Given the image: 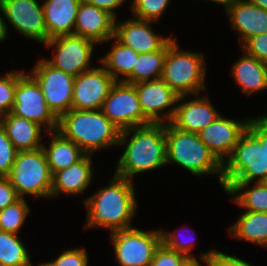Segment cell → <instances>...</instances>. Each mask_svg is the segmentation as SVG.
Masks as SVG:
<instances>
[{"mask_svg":"<svg viewBox=\"0 0 267 266\" xmlns=\"http://www.w3.org/2000/svg\"><path fill=\"white\" fill-rule=\"evenodd\" d=\"M0 124L18 151L36 150L42 147V126L38 123L10 112L0 116Z\"/></svg>","mask_w":267,"mask_h":266,"instance_id":"23","label":"cell"},{"mask_svg":"<svg viewBox=\"0 0 267 266\" xmlns=\"http://www.w3.org/2000/svg\"><path fill=\"white\" fill-rule=\"evenodd\" d=\"M228 230L235 238L267 248V212L245 211Z\"/></svg>","mask_w":267,"mask_h":266,"instance_id":"26","label":"cell"},{"mask_svg":"<svg viewBox=\"0 0 267 266\" xmlns=\"http://www.w3.org/2000/svg\"><path fill=\"white\" fill-rule=\"evenodd\" d=\"M0 8L16 31L39 43L47 42L43 5L37 0H3Z\"/></svg>","mask_w":267,"mask_h":266,"instance_id":"14","label":"cell"},{"mask_svg":"<svg viewBox=\"0 0 267 266\" xmlns=\"http://www.w3.org/2000/svg\"><path fill=\"white\" fill-rule=\"evenodd\" d=\"M52 266H88V255L85 248H74L62 251L55 259L50 261Z\"/></svg>","mask_w":267,"mask_h":266,"instance_id":"37","label":"cell"},{"mask_svg":"<svg viewBox=\"0 0 267 266\" xmlns=\"http://www.w3.org/2000/svg\"><path fill=\"white\" fill-rule=\"evenodd\" d=\"M17 152L18 150L13 146L0 124V176L6 177L10 173Z\"/></svg>","mask_w":267,"mask_h":266,"instance_id":"34","label":"cell"},{"mask_svg":"<svg viewBox=\"0 0 267 266\" xmlns=\"http://www.w3.org/2000/svg\"><path fill=\"white\" fill-rule=\"evenodd\" d=\"M200 259L207 266H253L241 258L230 256L215 249L201 254Z\"/></svg>","mask_w":267,"mask_h":266,"instance_id":"36","label":"cell"},{"mask_svg":"<svg viewBox=\"0 0 267 266\" xmlns=\"http://www.w3.org/2000/svg\"><path fill=\"white\" fill-rule=\"evenodd\" d=\"M132 132V136H129ZM130 138L129 140L128 139ZM127 142V143H126ZM127 145L115 175L133 181L138 173L161 168L167 164L165 123H151L120 131L118 145Z\"/></svg>","mask_w":267,"mask_h":266,"instance_id":"2","label":"cell"},{"mask_svg":"<svg viewBox=\"0 0 267 266\" xmlns=\"http://www.w3.org/2000/svg\"><path fill=\"white\" fill-rule=\"evenodd\" d=\"M16 84L17 72L14 70L0 77V116L12 111Z\"/></svg>","mask_w":267,"mask_h":266,"instance_id":"33","label":"cell"},{"mask_svg":"<svg viewBox=\"0 0 267 266\" xmlns=\"http://www.w3.org/2000/svg\"><path fill=\"white\" fill-rule=\"evenodd\" d=\"M18 199L19 197L10 180L0 176V211Z\"/></svg>","mask_w":267,"mask_h":266,"instance_id":"40","label":"cell"},{"mask_svg":"<svg viewBox=\"0 0 267 266\" xmlns=\"http://www.w3.org/2000/svg\"><path fill=\"white\" fill-rule=\"evenodd\" d=\"M110 40H115L112 50L99 60L115 81H124L132 73L139 53L123 45L115 37H112Z\"/></svg>","mask_w":267,"mask_h":266,"instance_id":"27","label":"cell"},{"mask_svg":"<svg viewBox=\"0 0 267 266\" xmlns=\"http://www.w3.org/2000/svg\"><path fill=\"white\" fill-rule=\"evenodd\" d=\"M87 3L93 4L94 6L104 9L112 14L116 19V13L114 12L116 8H119L125 0H84Z\"/></svg>","mask_w":267,"mask_h":266,"instance_id":"42","label":"cell"},{"mask_svg":"<svg viewBox=\"0 0 267 266\" xmlns=\"http://www.w3.org/2000/svg\"><path fill=\"white\" fill-rule=\"evenodd\" d=\"M104 188L84 200L87 209L85 228L101 227L111 233L132 228L131 220L136 215L137 202L133 181L113 174Z\"/></svg>","mask_w":267,"mask_h":266,"instance_id":"1","label":"cell"},{"mask_svg":"<svg viewBox=\"0 0 267 266\" xmlns=\"http://www.w3.org/2000/svg\"><path fill=\"white\" fill-rule=\"evenodd\" d=\"M266 178L265 144H261L247 128L240 136L233 153L223 164L222 188L225 189L231 182L257 183Z\"/></svg>","mask_w":267,"mask_h":266,"instance_id":"6","label":"cell"},{"mask_svg":"<svg viewBox=\"0 0 267 266\" xmlns=\"http://www.w3.org/2000/svg\"><path fill=\"white\" fill-rule=\"evenodd\" d=\"M247 128L260 140L261 144H265L267 156V115L257 118H250Z\"/></svg>","mask_w":267,"mask_h":266,"instance_id":"41","label":"cell"},{"mask_svg":"<svg viewBox=\"0 0 267 266\" xmlns=\"http://www.w3.org/2000/svg\"><path fill=\"white\" fill-rule=\"evenodd\" d=\"M134 86L142 113L151 123H170L175 114V104L186 97V95L179 96L161 78L139 82Z\"/></svg>","mask_w":267,"mask_h":266,"instance_id":"13","label":"cell"},{"mask_svg":"<svg viewBox=\"0 0 267 266\" xmlns=\"http://www.w3.org/2000/svg\"><path fill=\"white\" fill-rule=\"evenodd\" d=\"M206 62L203 53L179 48L174 38L167 43L161 79L179 96H195L205 88Z\"/></svg>","mask_w":267,"mask_h":266,"instance_id":"5","label":"cell"},{"mask_svg":"<svg viewBox=\"0 0 267 266\" xmlns=\"http://www.w3.org/2000/svg\"><path fill=\"white\" fill-rule=\"evenodd\" d=\"M250 118L242 121L219 115L211 124L198 132L200 140L224 164L231 156L240 136L247 129Z\"/></svg>","mask_w":267,"mask_h":266,"instance_id":"16","label":"cell"},{"mask_svg":"<svg viewBox=\"0 0 267 266\" xmlns=\"http://www.w3.org/2000/svg\"><path fill=\"white\" fill-rule=\"evenodd\" d=\"M186 258L161 242L154 252L150 266H181Z\"/></svg>","mask_w":267,"mask_h":266,"instance_id":"35","label":"cell"},{"mask_svg":"<svg viewBox=\"0 0 267 266\" xmlns=\"http://www.w3.org/2000/svg\"><path fill=\"white\" fill-rule=\"evenodd\" d=\"M114 37L123 45L135 52L151 53L162 49L172 38L156 35L151 27L153 21L131 18L127 21L116 22Z\"/></svg>","mask_w":267,"mask_h":266,"instance_id":"17","label":"cell"},{"mask_svg":"<svg viewBox=\"0 0 267 266\" xmlns=\"http://www.w3.org/2000/svg\"><path fill=\"white\" fill-rule=\"evenodd\" d=\"M39 84L48 108L59 118L72 109L74 76L40 59L30 74Z\"/></svg>","mask_w":267,"mask_h":266,"instance_id":"11","label":"cell"},{"mask_svg":"<svg viewBox=\"0 0 267 266\" xmlns=\"http://www.w3.org/2000/svg\"><path fill=\"white\" fill-rule=\"evenodd\" d=\"M44 45L55 49L53 58L46 61L56 69L74 77L92 69L89 63L96 45L94 41L77 35H61L49 39Z\"/></svg>","mask_w":267,"mask_h":266,"instance_id":"12","label":"cell"},{"mask_svg":"<svg viewBox=\"0 0 267 266\" xmlns=\"http://www.w3.org/2000/svg\"><path fill=\"white\" fill-rule=\"evenodd\" d=\"M116 18L108 11L81 0L74 27V35L90 39L96 44L114 37Z\"/></svg>","mask_w":267,"mask_h":266,"instance_id":"18","label":"cell"},{"mask_svg":"<svg viewBox=\"0 0 267 266\" xmlns=\"http://www.w3.org/2000/svg\"><path fill=\"white\" fill-rule=\"evenodd\" d=\"M166 54L167 44L158 51L139 54L132 73L123 82L136 84L161 78Z\"/></svg>","mask_w":267,"mask_h":266,"instance_id":"29","label":"cell"},{"mask_svg":"<svg viewBox=\"0 0 267 266\" xmlns=\"http://www.w3.org/2000/svg\"><path fill=\"white\" fill-rule=\"evenodd\" d=\"M49 147L42 145L51 174L63 170L81 160L86 153L71 140L64 138L58 131L49 132Z\"/></svg>","mask_w":267,"mask_h":266,"instance_id":"25","label":"cell"},{"mask_svg":"<svg viewBox=\"0 0 267 266\" xmlns=\"http://www.w3.org/2000/svg\"><path fill=\"white\" fill-rule=\"evenodd\" d=\"M101 110L120 131L151 124L142 113L134 84L116 81Z\"/></svg>","mask_w":267,"mask_h":266,"instance_id":"10","label":"cell"},{"mask_svg":"<svg viewBox=\"0 0 267 266\" xmlns=\"http://www.w3.org/2000/svg\"><path fill=\"white\" fill-rule=\"evenodd\" d=\"M11 113L44 126L47 133L57 131L58 118L48 108L37 81L30 74H25L24 70L17 73L14 106Z\"/></svg>","mask_w":267,"mask_h":266,"instance_id":"8","label":"cell"},{"mask_svg":"<svg viewBox=\"0 0 267 266\" xmlns=\"http://www.w3.org/2000/svg\"><path fill=\"white\" fill-rule=\"evenodd\" d=\"M25 198H19L0 211V230L18 234L29 214Z\"/></svg>","mask_w":267,"mask_h":266,"instance_id":"31","label":"cell"},{"mask_svg":"<svg viewBox=\"0 0 267 266\" xmlns=\"http://www.w3.org/2000/svg\"><path fill=\"white\" fill-rule=\"evenodd\" d=\"M177 233H167L161 231V242L168 248L174 250L175 252L181 253L186 257H194L191 254V250H193L194 244L193 241L190 242L189 240H185L182 242L180 237L175 235ZM181 239V241H180Z\"/></svg>","mask_w":267,"mask_h":266,"instance_id":"39","label":"cell"},{"mask_svg":"<svg viewBox=\"0 0 267 266\" xmlns=\"http://www.w3.org/2000/svg\"><path fill=\"white\" fill-rule=\"evenodd\" d=\"M30 266H32V264H30ZM36 266H52L50 262H46V263H41V264H38Z\"/></svg>","mask_w":267,"mask_h":266,"instance_id":"47","label":"cell"},{"mask_svg":"<svg viewBox=\"0 0 267 266\" xmlns=\"http://www.w3.org/2000/svg\"><path fill=\"white\" fill-rule=\"evenodd\" d=\"M93 177L91 154L77 163L52 174L51 197L59 193L79 195L90 186Z\"/></svg>","mask_w":267,"mask_h":266,"instance_id":"21","label":"cell"},{"mask_svg":"<svg viewBox=\"0 0 267 266\" xmlns=\"http://www.w3.org/2000/svg\"><path fill=\"white\" fill-rule=\"evenodd\" d=\"M195 96L194 99L176 105L175 114L170 123L181 131L198 133L220 115L207 95L202 98L198 94Z\"/></svg>","mask_w":267,"mask_h":266,"instance_id":"20","label":"cell"},{"mask_svg":"<svg viewBox=\"0 0 267 266\" xmlns=\"http://www.w3.org/2000/svg\"><path fill=\"white\" fill-rule=\"evenodd\" d=\"M262 183L267 187V178Z\"/></svg>","mask_w":267,"mask_h":266,"instance_id":"48","label":"cell"},{"mask_svg":"<svg viewBox=\"0 0 267 266\" xmlns=\"http://www.w3.org/2000/svg\"><path fill=\"white\" fill-rule=\"evenodd\" d=\"M19 198L32 195L51 197L52 174L43 148L18 151L10 173L6 176Z\"/></svg>","mask_w":267,"mask_h":266,"instance_id":"7","label":"cell"},{"mask_svg":"<svg viewBox=\"0 0 267 266\" xmlns=\"http://www.w3.org/2000/svg\"><path fill=\"white\" fill-rule=\"evenodd\" d=\"M115 82L103 66L79 74L74 78L72 109L101 110Z\"/></svg>","mask_w":267,"mask_h":266,"instance_id":"15","label":"cell"},{"mask_svg":"<svg viewBox=\"0 0 267 266\" xmlns=\"http://www.w3.org/2000/svg\"><path fill=\"white\" fill-rule=\"evenodd\" d=\"M249 185L246 182H231L224 190L234 196L231 200L245 211L267 212V187L262 182H257L250 188Z\"/></svg>","mask_w":267,"mask_h":266,"instance_id":"28","label":"cell"},{"mask_svg":"<svg viewBox=\"0 0 267 266\" xmlns=\"http://www.w3.org/2000/svg\"><path fill=\"white\" fill-rule=\"evenodd\" d=\"M81 0H44L42 3L47 41L61 35H74Z\"/></svg>","mask_w":267,"mask_h":266,"instance_id":"22","label":"cell"},{"mask_svg":"<svg viewBox=\"0 0 267 266\" xmlns=\"http://www.w3.org/2000/svg\"><path fill=\"white\" fill-rule=\"evenodd\" d=\"M244 55L232 66L231 75L241 91L248 96L257 91L267 89V62Z\"/></svg>","mask_w":267,"mask_h":266,"instance_id":"24","label":"cell"},{"mask_svg":"<svg viewBox=\"0 0 267 266\" xmlns=\"http://www.w3.org/2000/svg\"><path fill=\"white\" fill-rule=\"evenodd\" d=\"M245 1L267 10V0H245Z\"/></svg>","mask_w":267,"mask_h":266,"instance_id":"45","label":"cell"},{"mask_svg":"<svg viewBox=\"0 0 267 266\" xmlns=\"http://www.w3.org/2000/svg\"><path fill=\"white\" fill-rule=\"evenodd\" d=\"M133 1V2H132ZM130 8L134 18L154 21L160 20L170 0H132Z\"/></svg>","mask_w":267,"mask_h":266,"instance_id":"32","label":"cell"},{"mask_svg":"<svg viewBox=\"0 0 267 266\" xmlns=\"http://www.w3.org/2000/svg\"><path fill=\"white\" fill-rule=\"evenodd\" d=\"M30 256L17 234L0 230V266H30Z\"/></svg>","mask_w":267,"mask_h":266,"instance_id":"30","label":"cell"},{"mask_svg":"<svg viewBox=\"0 0 267 266\" xmlns=\"http://www.w3.org/2000/svg\"><path fill=\"white\" fill-rule=\"evenodd\" d=\"M167 164H178L195 176L218 174L222 187L223 164L200 140L198 133L184 132L165 123Z\"/></svg>","mask_w":267,"mask_h":266,"instance_id":"4","label":"cell"},{"mask_svg":"<svg viewBox=\"0 0 267 266\" xmlns=\"http://www.w3.org/2000/svg\"><path fill=\"white\" fill-rule=\"evenodd\" d=\"M205 1H212V2H215V3H219V4H222L224 7H225V4L229 1V0H205Z\"/></svg>","mask_w":267,"mask_h":266,"instance_id":"46","label":"cell"},{"mask_svg":"<svg viewBox=\"0 0 267 266\" xmlns=\"http://www.w3.org/2000/svg\"><path fill=\"white\" fill-rule=\"evenodd\" d=\"M119 266H150L161 244V230L143 231L132 227L110 233Z\"/></svg>","mask_w":267,"mask_h":266,"instance_id":"9","label":"cell"},{"mask_svg":"<svg viewBox=\"0 0 267 266\" xmlns=\"http://www.w3.org/2000/svg\"><path fill=\"white\" fill-rule=\"evenodd\" d=\"M225 9L231 29L240 34L241 46L249 38L267 33V10L245 0H229Z\"/></svg>","mask_w":267,"mask_h":266,"instance_id":"19","label":"cell"},{"mask_svg":"<svg viewBox=\"0 0 267 266\" xmlns=\"http://www.w3.org/2000/svg\"><path fill=\"white\" fill-rule=\"evenodd\" d=\"M0 12H2L1 8H0ZM7 31H8L7 24L5 23L4 19L0 15V42L7 38V34H8Z\"/></svg>","mask_w":267,"mask_h":266,"instance_id":"43","label":"cell"},{"mask_svg":"<svg viewBox=\"0 0 267 266\" xmlns=\"http://www.w3.org/2000/svg\"><path fill=\"white\" fill-rule=\"evenodd\" d=\"M57 131L91 155L100 149L118 146L120 135V130L102 110L71 109L58 118Z\"/></svg>","mask_w":267,"mask_h":266,"instance_id":"3","label":"cell"},{"mask_svg":"<svg viewBox=\"0 0 267 266\" xmlns=\"http://www.w3.org/2000/svg\"><path fill=\"white\" fill-rule=\"evenodd\" d=\"M241 47L247 55L267 62V33L249 38Z\"/></svg>","mask_w":267,"mask_h":266,"instance_id":"38","label":"cell"},{"mask_svg":"<svg viewBox=\"0 0 267 266\" xmlns=\"http://www.w3.org/2000/svg\"><path fill=\"white\" fill-rule=\"evenodd\" d=\"M181 266H201L195 257H187Z\"/></svg>","mask_w":267,"mask_h":266,"instance_id":"44","label":"cell"}]
</instances>
